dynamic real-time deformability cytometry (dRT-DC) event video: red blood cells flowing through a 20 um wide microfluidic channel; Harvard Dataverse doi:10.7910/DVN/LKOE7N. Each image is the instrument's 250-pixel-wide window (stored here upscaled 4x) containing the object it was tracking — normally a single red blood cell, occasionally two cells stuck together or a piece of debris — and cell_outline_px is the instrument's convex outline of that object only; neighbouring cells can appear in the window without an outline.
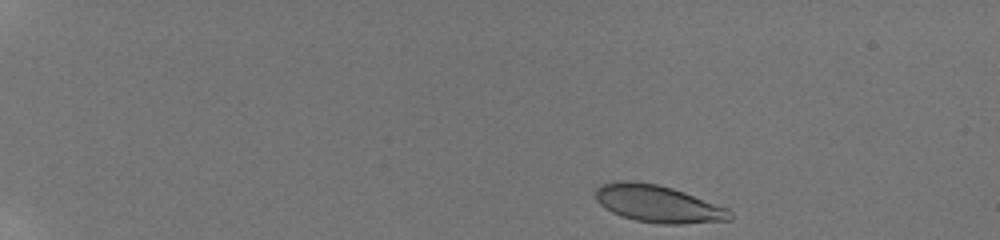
{"species": "human", "species_latin": "Homo sapiens", "temperature_condition": "room temperature", "stored_images_in_passage": 30, "camera_frame_rate_fps": 3000, "um_per_image_px": 0.085, "donor": {"sex": "male"}, "frame": {"image": 1, "passage_image": 1, "time_ms": 0.0, "image_size_px": [1000, 240], "cell_outline_px": [[732, 220], [680, 224], [660, 224], [636, 220], [612, 212], [604, 208], [596, 200], [596, 188], [600, 184], [616, 180], [628, 180], [656, 184], [672, 188], [684, 192], [728, 208], [732, 212]], "centroid_in_image_um": [55.92, 17.32], "position_along_channel_um": 29.1, "area_um2": 29.19}}
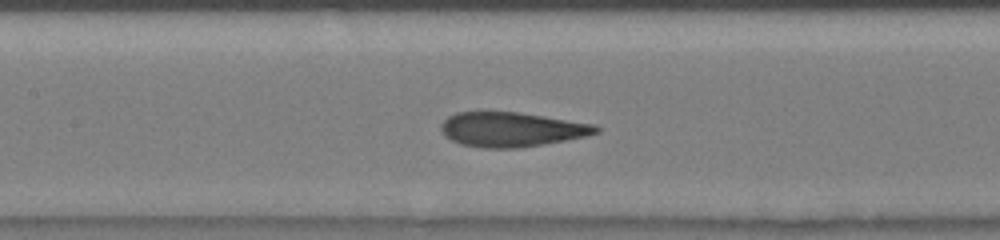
{"frame": {"image": 2, "passage_image": 14, "time_ms": 4.333, "image_size_px": [1000, 240], "cell_outline_px": [[600, 132], [584, 136], [544, 144], [516, 148], [480, 148], [460, 144], [444, 136], [440, 132], [440, 124], [448, 116], [456, 112], [516, 112], [596, 124], [600, 128]], "centroid_in_image_um": [43.44, 11.0], "position_along_channel_um": 164.0, "area_um2": 31.21}}
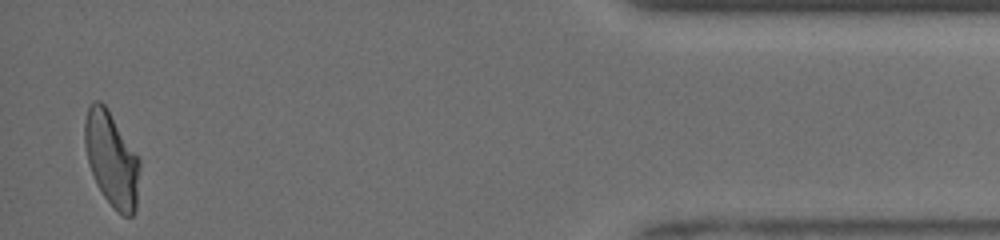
{"frame": {"image": 3, "passage_image": 30, "time_ms": 9.667, "image_size_px": [1000, 240], "cell_outline_px": [[140, 168], [136, 212], [132, 216], [124, 216], [116, 212], [104, 196], [96, 184], [88, 164], [84, 144], [84, 120], [88, 108], [92, 100], [100, 100], [108, 108], [140, 160]], "centroid_in_image_um": [9.48, 13.53], "position_along_channel_um": 425.7, "area_um2": 30.63}}